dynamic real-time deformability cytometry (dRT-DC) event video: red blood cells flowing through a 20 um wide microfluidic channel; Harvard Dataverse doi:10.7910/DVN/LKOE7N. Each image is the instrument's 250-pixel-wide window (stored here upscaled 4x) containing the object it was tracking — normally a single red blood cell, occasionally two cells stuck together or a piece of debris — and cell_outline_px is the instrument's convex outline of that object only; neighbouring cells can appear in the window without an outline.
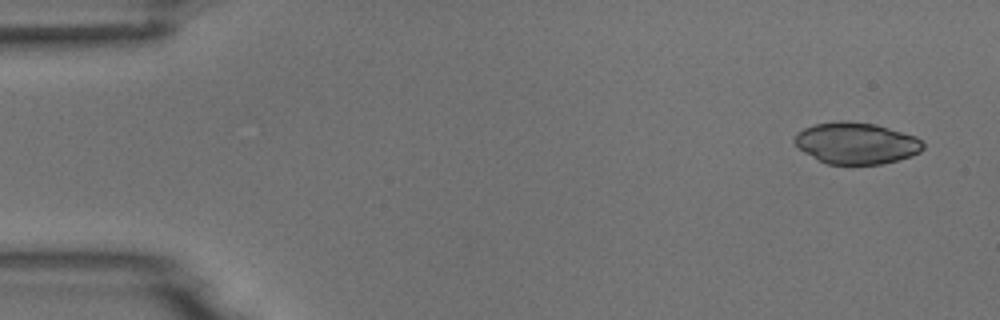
{"species": "common noctule bat (a hibernating species)", "species_latin": "Nyctalus noctula", "temperature_condition": "room temperature", "stored_images_in_passage": 8, "camera_frame_rate_fps": 3000, "um_per_image_px": 0.085, "animal": {"sex": "male", "body_mass_g": 18.8}, "frame": {"image": 1, "passage_image": 1, "time_ms": 0.0, "image_size_px": [1000, 320], "cell_outline_px": [[924, 148], [920, 152], [912, 156], [880, 164], [828, 164], [804, 152], [792, 140], [796, 132], [804, 128], [816, 124], [840, 120], [848, 120], [876, 124], [916, 136], [924, 144]], "centroid_in_image_um": [72.78, 12.15], "position_along_channel_um": 12.2, "area_um2": 31.1}}
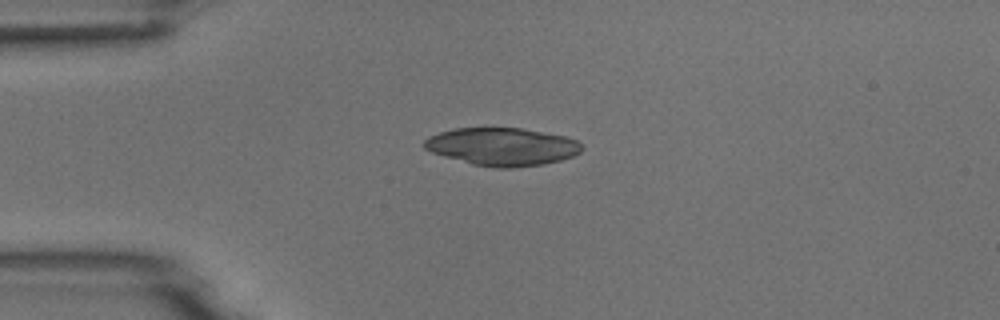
{"frame": {"image": 2, "passage_image": 3, "time_ms": 3.333, "image_size_px": [1000, 320], "cell_outline_px": [[584, 148], [580, 152], [572, 156], [560, 160], [544, 164], [512, 168], [492, 168], [472, 164], [444, 156], [432, 152], [424, 148], [424, 140], [428, 136], [452, 128], [520, 128], [568, 136], [576, 140]], "centroid_in_image_um": [42.69, 12.46], "position_along_channel_um": 42.3, "area_um2": 34.85}}